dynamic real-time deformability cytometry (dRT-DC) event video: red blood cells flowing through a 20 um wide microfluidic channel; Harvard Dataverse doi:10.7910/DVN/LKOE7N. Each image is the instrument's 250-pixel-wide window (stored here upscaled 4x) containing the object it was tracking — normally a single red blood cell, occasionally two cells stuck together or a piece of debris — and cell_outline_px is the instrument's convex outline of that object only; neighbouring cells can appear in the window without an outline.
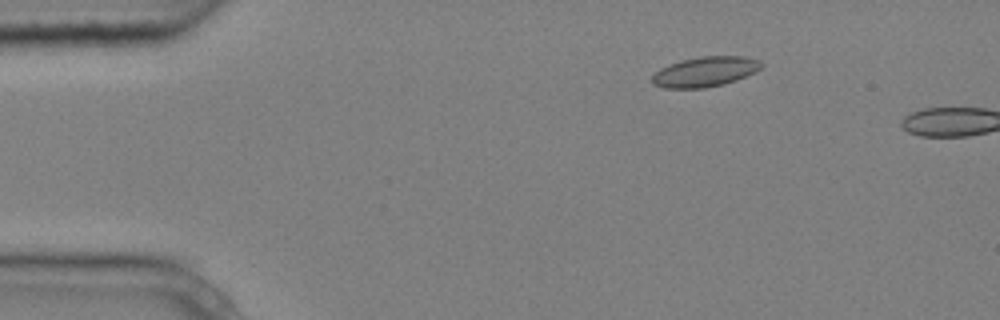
{"species": "common noctule bat (a hibernating species)", "species_latin": "Nyctalus noctula", "temperature_condition": "cold", "stored_images_in_passage": 3, "camera_frame_rate_fps": 3000, "um_per_image_px": 0.085, "animal": {"sex": "male", "body_mass_g": 20.4}, "frame": {"image": 1, "passage_image": 1, "time_ms": 0.0, "image_size_px": [1000, 320], "cell_outline_px": [[764, 68], [756, 72], [736, 80], [724, 84], [704, 88], [664, 88], [652, 84], [652, 76], [660, 68], [668, 64], [680, 60], [700, 56], [744, 56], [760, 60], [764, 64]], "centroid_in_image_um": [59.96, 6.09], "position_along_channel_um": 25.0, "area_um2": 19.42}}